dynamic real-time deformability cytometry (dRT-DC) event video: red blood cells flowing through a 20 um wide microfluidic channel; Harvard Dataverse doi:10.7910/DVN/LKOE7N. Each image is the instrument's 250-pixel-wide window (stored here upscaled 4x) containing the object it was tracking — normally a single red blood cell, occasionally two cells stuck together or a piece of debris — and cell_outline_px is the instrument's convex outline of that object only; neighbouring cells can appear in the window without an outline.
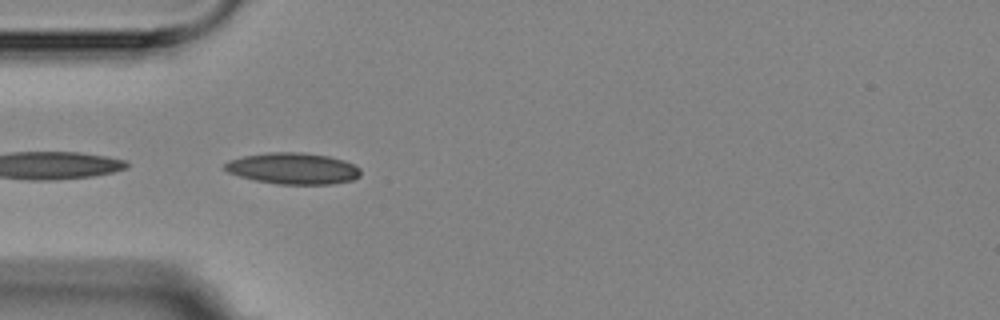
{"species": "Egyptian fruit bat (a non-hibernating species)", "species_latin": "Rousettus aegyptiacus", "temperature_condition": "room temperature", "stored_images_in_passage": 3, "camera_frame_rate_fps": 3000, "um_per_image_px": 0.085, "animal": {"sex": "female"}, "frame": {"image": 1, "passage_image": 2, "time_ms": 1.333, "image_size_px": [1000, 320], "cell_outline_px": [[360, 176], [352, 180], [332, 184], [276, 184], [256, 180], [240, 176], [228, 172], [224, 168], [224, 164], [228, 160], [244, 156], [268, 152], [300, 152], [328, 156], [344, 160], [360, 168]], "centroid_in_image_um": [24.91, 14.32], "position_along_channel_um": 60.1, "area_um2": 24.74}}